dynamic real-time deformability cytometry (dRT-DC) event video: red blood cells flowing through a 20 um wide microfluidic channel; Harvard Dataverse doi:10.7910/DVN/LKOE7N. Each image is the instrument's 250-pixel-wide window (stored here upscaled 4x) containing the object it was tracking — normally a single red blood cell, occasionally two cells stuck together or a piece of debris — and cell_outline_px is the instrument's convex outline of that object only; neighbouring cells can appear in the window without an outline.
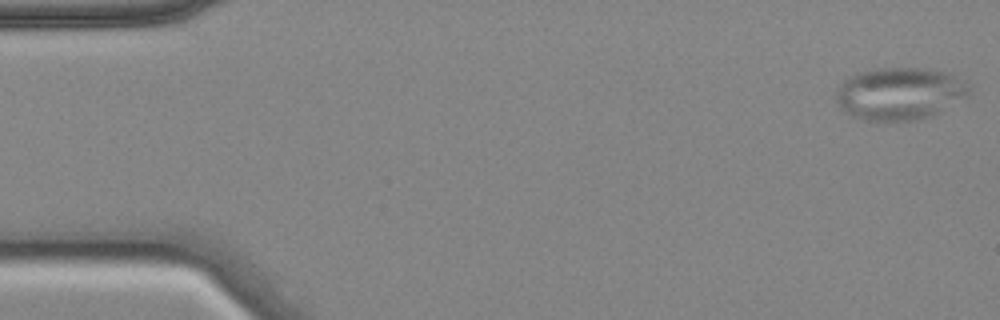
{"species": "common noctule bat (a hibernating species)", "species_latin": "Nyctalus noctula", "temperature_condition": "cold", "stored_images_in_passage": 56, "camera_frame_rate_fps": 3000, "um_per_image_px": 0.085, "animal": {"sex": "female", "body_mass_g": 18.4}, "frame": {"image": 1, "passage_image": 1, "time_ms": 0.0, "image_size_px": [1000, 320], "cell_outline_px": [[972, 96], [940, 112], [916, 120], [864, 120], [852, 116], [844, 112], [840, 108], [836, 100], [836, 92], [840, 84], [844, 80], [860, 72], [880, 68], [920, 68], [944, 72], [972, 84]], "centroid_in_image_um": [76.53, 7.96], "position_along_channel_um": 8.5, "area_um2": 40.86}}
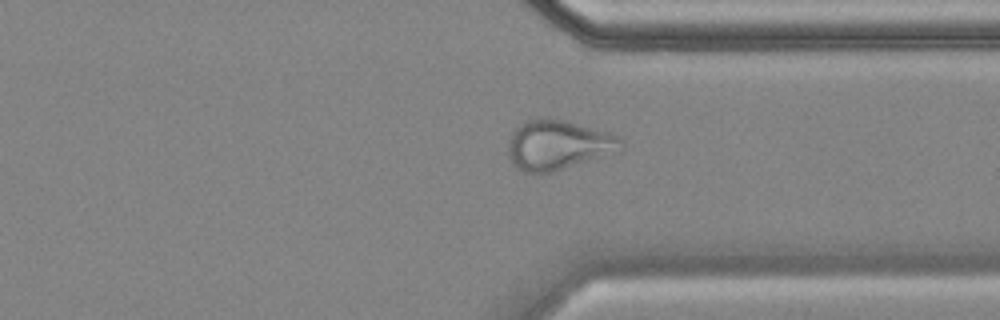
{"frame": {"image": 2, "passage_image": 42, "time_ms": 13.667, "image_size_px": [1000, 320], "cell_outline_px": [[624, 148], [620, 152], [552, 172], [524, 172], [516, 168], [512, 164], [508, 152], [508, 140], [512, 132], [520, 124], [528, 120], [544, 116], [548, 116], [564, 120], [608, 132], [620, 136], [624, 140]], "centroid_in_image_um": [47.47, 12.31], "position_along_channel_um": 363.9, "area_um2": 33.23}}
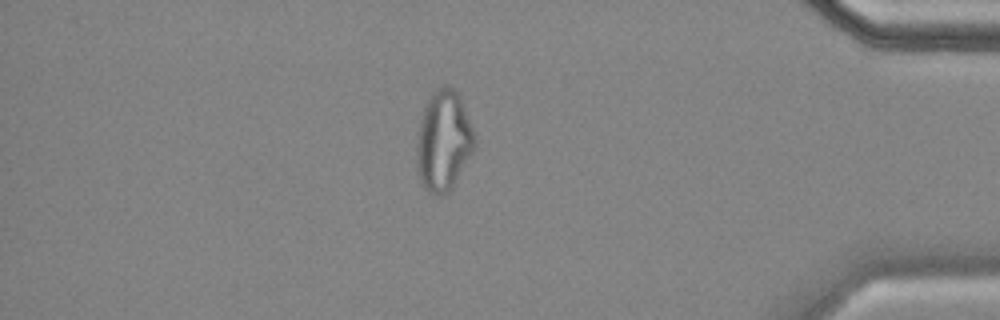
{"frame": {"image": 3, "passage_image": 48, "time_ms": 15.667, "image_size_px": [1000, 320], "cell_outline_px": [[476, 148], [452, 188], [448, 192], [440, 196], [428, 192], [424, 188], [420, 180], [416, 168], [416, 136], [420, 120], [424, 108], [432, 92], [436, 88], [444, 84], [452, 88], [460, 96], [472, 128], [476, 140]], "centroid_in_image_um": [37.69, 12.0], "position_along_channel_um": 397.5, "area_um2": 34.28}}